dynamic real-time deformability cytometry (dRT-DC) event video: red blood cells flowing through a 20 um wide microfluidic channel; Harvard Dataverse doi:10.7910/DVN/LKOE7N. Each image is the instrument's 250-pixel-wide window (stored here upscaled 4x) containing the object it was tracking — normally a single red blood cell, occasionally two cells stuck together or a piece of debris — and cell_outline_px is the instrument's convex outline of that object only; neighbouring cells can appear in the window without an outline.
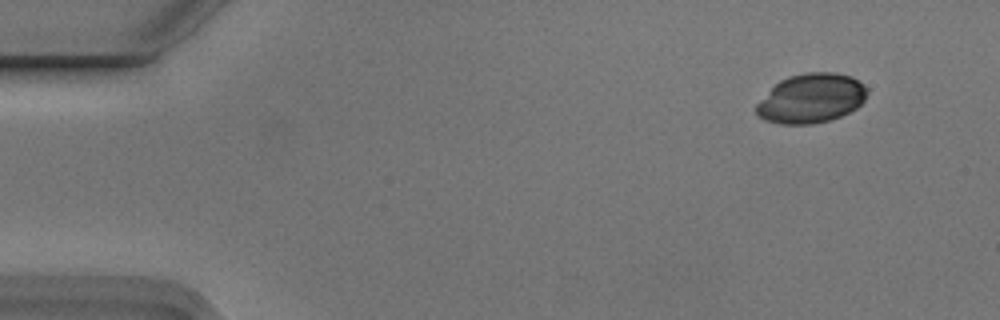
{"species": "Egyptian fruit bat (a non-hibernating species)", "species_latin": "Rousettus aegyptiacus", "temperature_condition": "cold", "stored_images_in_passage": 4, "camera_frame_rate_fps": 3000, "um_per_image_px": 0.085, "animal": {"sex": "male"}, "frame": {"image": 1, "passage_image": 1, "time_ms": 0.0, "image_size_px": [1000, 320], "cell_outline_px": [[868, 92], [864, 100], [856, 108], [840, 116], [828, 120], [812, 124], [780, 124], [764, 120], [756, 112], [756, 104], [780, 80], [788, 76], [808, 72], [832, 72], [852, 76], [868, 88]], "centroid_in_image_um": [68.96, 8.35], "position_along_channel_um": 16.0, "area_um2": 31.73}}